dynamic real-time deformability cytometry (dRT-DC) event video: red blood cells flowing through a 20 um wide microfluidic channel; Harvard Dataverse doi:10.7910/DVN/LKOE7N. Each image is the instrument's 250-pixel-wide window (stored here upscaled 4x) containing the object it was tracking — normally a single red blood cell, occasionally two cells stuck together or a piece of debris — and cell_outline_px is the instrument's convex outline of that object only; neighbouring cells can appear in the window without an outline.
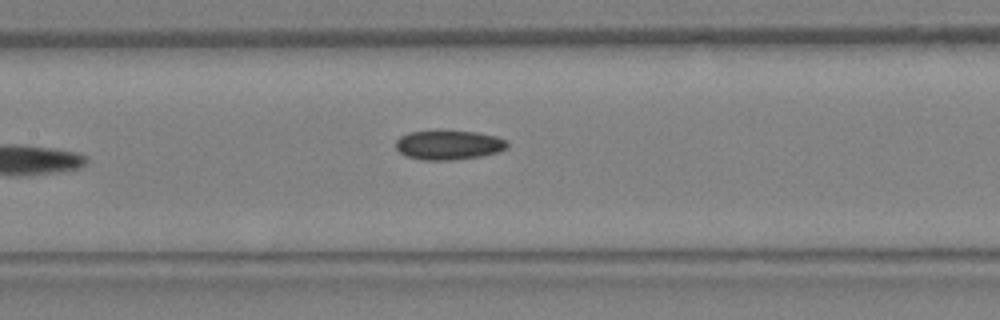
{"species": "Egyptian fruit bat (a non-hibernating species)", "species_latin": "Rousettus aegyptiacus", "temperature_condition": "warm", "stored_images_in_passage": 14, "camera_frame_rate_fps": 3000, "um_per_image_px": 0.085, "animal": {"sex": "female"}, "frame": {"image": 1, "passage_image": 14, "time_ms": 4.333, "image_size_px": [1000, 320], "cell_outline_px": [[508, 148], [500, 152], [480, 156], [452, 160], [420, 160], [404, 156], [396, 148], [396, 140], [400, 136], [408, 132], [440, 128], [476, 132], [496, 136], [508, 140]], "centroid_in_image_um": [38.12, 12.28], "position_along_channel_um": 169.3, "area_um2": 20.0}}